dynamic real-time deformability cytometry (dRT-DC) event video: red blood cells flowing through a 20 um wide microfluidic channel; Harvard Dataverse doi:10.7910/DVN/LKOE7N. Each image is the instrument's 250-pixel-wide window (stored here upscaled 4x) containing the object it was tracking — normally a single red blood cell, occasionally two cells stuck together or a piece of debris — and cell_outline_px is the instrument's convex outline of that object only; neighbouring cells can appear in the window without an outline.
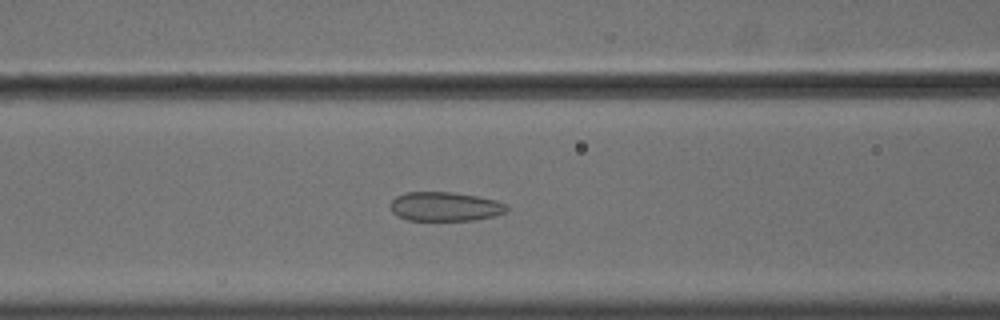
{"species": "common noctule bat (a hibernating species)", "species_latin": "Nyctalus noctula", "temperature_condition": "cold", "stored_images_in_passage": 56, "camera_frame_rate_fps": 3000, "um_per_image_px": 0.085, "animal": {"sex": "male", "body_mass_g": 18.8}, "frame": {"image": 1, "passage_image": 24, "time_ms": 7.667, "image_size_px": [1000, 320], "cell_outline_px": [[508, 208], [504, 212], [492, 216], [472, 220], [408, 220], [396, 216], [392, 212], [392, 200], [396, 196], [404, 192], [452, 192], [476, 196], [496, 200], [508, 204]], "centroid_in_image_um": [37.81, 17.55], "position_along_channel_um": 128.8, "area_um2": 19.65}}
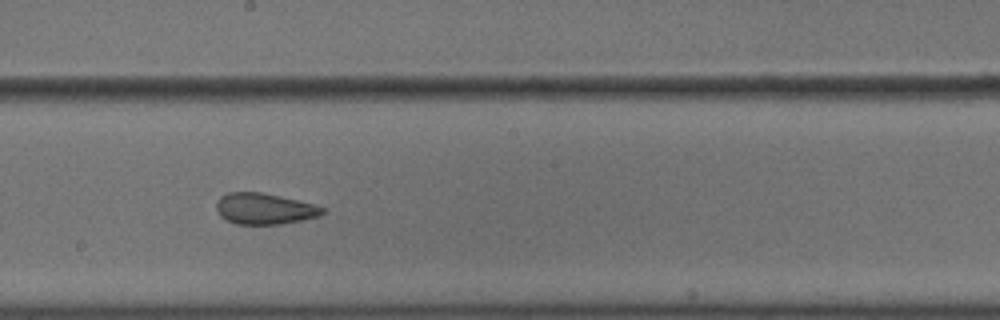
{"frame": {"image": 2, "passage_image": 32, "time_ms": 10.333, "image_size_px": [1000, 320], "cell_outline_px": [[328, 208], [324, 212], [316, 216], [300, 220], [280, 224], [236, 224], [224, 220], [216, 212], [216, 200], [220, 196], [228, 192], [260, 192], [296, 200]], "centroid_in_image_um": [22.4, 17.74], "position_along_channel_um": 225.8, "area_um2": 19.19}}
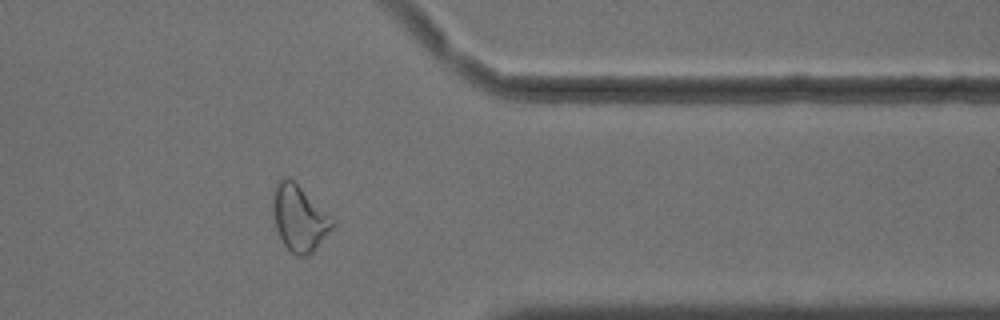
{"frame": {"image": 3, "passage_image": 46, "time_ms": 15.0, "image_size_px": [1000, 320], "cell_outline_px": [[332, 228], [312, 252], [308, 256], [296, 256], [284, 244], [276, 228], [272, 212], [272, 200], [276, 180], [284, 176], [292, 180], [332, 220]], "centroid_in_image_um": [25.35, 18.55], "position_along_channel_um": 386.0, "area_um2": 22.02}, "authors_computed_cell_mechanics": {"area_um2": 23.0911, "velocity_mm_per_s": 3.6313, "shape_relaxation_time_tau1_ms": null, "shape_relaxation_time_tau2_ms": 1.6618, "deformation_change_tau1": null, "deformation_change_tau2": 0.0975}}